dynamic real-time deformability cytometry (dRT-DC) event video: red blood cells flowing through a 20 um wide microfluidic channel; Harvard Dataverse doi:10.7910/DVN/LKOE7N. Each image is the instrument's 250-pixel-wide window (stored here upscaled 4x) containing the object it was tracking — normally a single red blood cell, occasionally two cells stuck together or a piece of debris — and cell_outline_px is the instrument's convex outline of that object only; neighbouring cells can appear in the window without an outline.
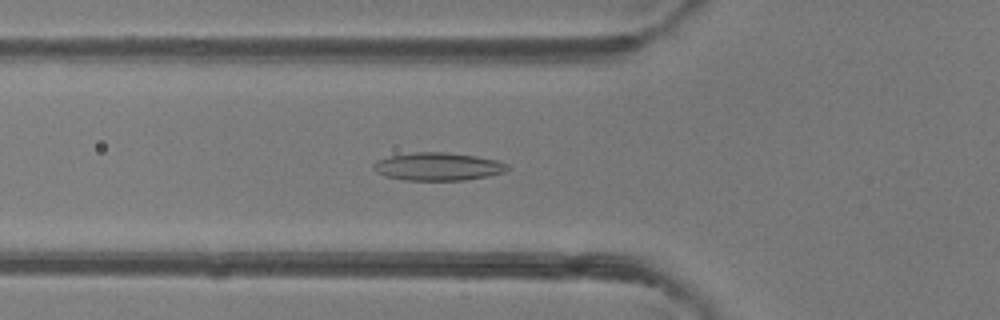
{"species": "common noctule bat (a hibernating species)", "species_latin": "Nyctalus noctula", "temperature_condition": "room temperature", "stored_images_in_passage": 49, "camera_frame_rate_fps": 3000, "um_per_image_px": 0.085, "animal": {"sex": "female"}, "frame": {"image": 1, "passage_image": 17, "time_ms": 5.333, "image_size_px": [1000, 320], "cell_outline_px": [[508, 168], [504, 172], [488, 176], [464, 180], [404, 180], [388, 176], [376, 172], [372, 168], [372, 164], [376, 160], [388, 156], [416, 152], [444, 152], [476, 156], [496, 160], [508, 164]], "centroid_in_image_um": [37.2, 14.15], "position_along_channel_um": 88.6, "area_um2": 21.73}}
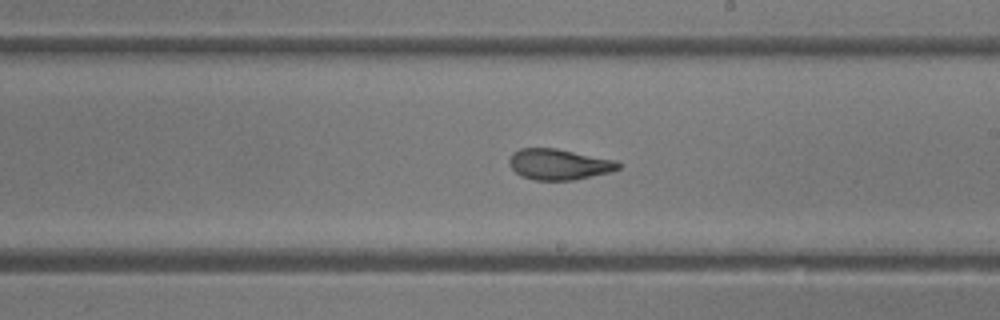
{"frame": {"image": 2, "passage_image": 28, "time_ms": 9.0, "image_size_px": [1000, 320], "cell_outline_px": [[620, 168], [608, 172], [572, 180], [532, 180], [520, 176], [508, 164], [508, 160], [512, 152], [520, 148], [556, 148], [616, 160], [620, 164]], "centroid_in_image_um": [47.45, 13.96], "position_along_channel_um": 241.5, "area_um2": 19.59}}
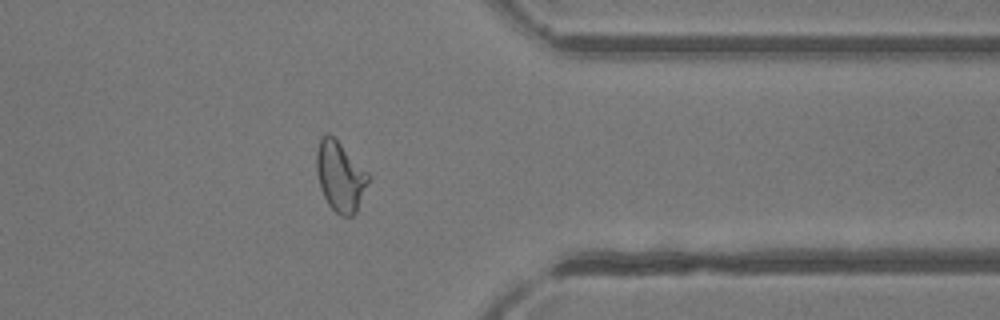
{"frame": {"image": 3, "passage_image": 39, "time_ms": 12.667, "image_size_px": [1000, 320], "cell_outline_px": [[372, 176], [356, 212], [352, 216], [340, 216], [328, 204], [320, 188], [316, 172], [316, 152], [320, 140], [328, 132]], "centroid_in_image_um": [28.93, 15.03], "position_along_channel_um": 382.5, "area_um2": 21.04}, "authors_computed_cell_mechanics": {"area_um2": 21.7328, "velocity_mm_per_s": 4.1607, "shape_relaxation_time_tau1_ms": 8.9525, "shape_relaxation_time_tau2_ms": 1.5329, "deformation_change_tau1": 0.2484, "deformation_change_tau2": 0.0895}}